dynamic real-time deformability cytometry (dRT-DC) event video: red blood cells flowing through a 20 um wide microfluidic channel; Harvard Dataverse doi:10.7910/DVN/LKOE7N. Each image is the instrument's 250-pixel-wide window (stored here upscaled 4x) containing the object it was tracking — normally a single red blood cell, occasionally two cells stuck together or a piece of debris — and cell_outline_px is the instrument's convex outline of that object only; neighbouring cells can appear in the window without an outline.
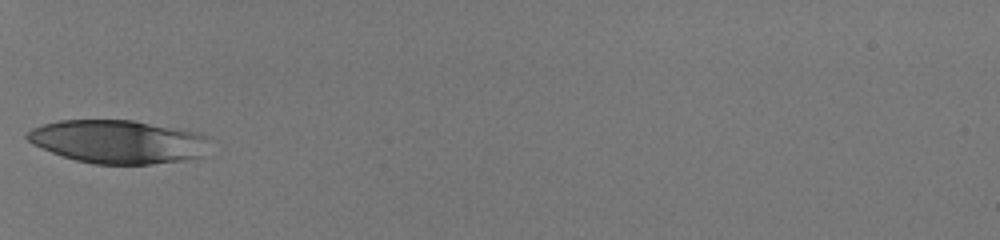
{"species": "human", "species_latin": "Homo sapiens", "temperature_condition": "room temperature", "stored_images_in_passage": 32, "camera_frame_rate_fps": 3000, "um_per_image_px": 0.085, "donor": {"sex": "male"}, "frame": {"image": 1, "passage_image": 1, "time_ms": 0.0, "image_size_px": [1000, 240], "cell_outline_px": [[212, 136], [200, 156], [184, 160], [148, 164], [96, 164], [76, 160], [52, 152], [32, 144], [24, 136], [32, 128], [44, 124], [60, 120], [132, 120], [200, 132]], "centroid_in_image_um": [10.05, 12.03], "position_along_channel_um": 75.0, "area_um2": 46.01}}
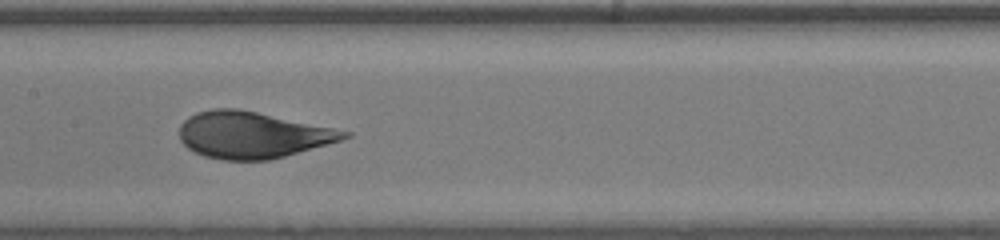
{"frame": {"image": 2, "passage_image": 10, "time_ms": 3.0, "image_size_px": [1000, 240], "cell_outline_px": [[352, 136], [328, 144], [284, 156], [268, 160], [224, 160], [204, 156], [188, 148], [180, 140], [180, 124], [188, 116], [196, 112], [212, 108], [236, 108], [256, 112], [352, 132]], "centroid_in_image_um": [21.42, 11.46], "position_along_channel_um": 186.0, "area_um2": 44.33}}
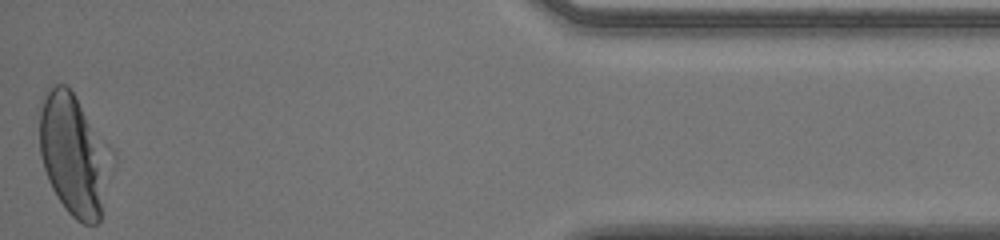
{"frame": {"image": 3, "passage_image": 32, "time_ms": 10.333, "image_size_px": [1000, 240], "cell_outline_px": [[100, 220], [96, 224], [84, 224], [76, 220], [68, 212], [56, 196], [48, 180], [40, 156], [36, 108], [44, 92], [48, 88], [56, 84], [68, 84], [88, 124], [96, 148], [100, 204]], "centroid_in_image_um": [5.86, 13.06], "position_along_channel_um": 429.3, "area_um2": 44.62}, "authors_computed_cell_mechanics": {"area_um2": 45.5753, "velocity_mm_per_s": 4.0013, "shape_relaxation_time_tau1_ms": 3.2569, "shape_relaxation_time_tau2_ms": null, "deformation_change_tau1": 0.1621, "deformation_change_tau2": null}}